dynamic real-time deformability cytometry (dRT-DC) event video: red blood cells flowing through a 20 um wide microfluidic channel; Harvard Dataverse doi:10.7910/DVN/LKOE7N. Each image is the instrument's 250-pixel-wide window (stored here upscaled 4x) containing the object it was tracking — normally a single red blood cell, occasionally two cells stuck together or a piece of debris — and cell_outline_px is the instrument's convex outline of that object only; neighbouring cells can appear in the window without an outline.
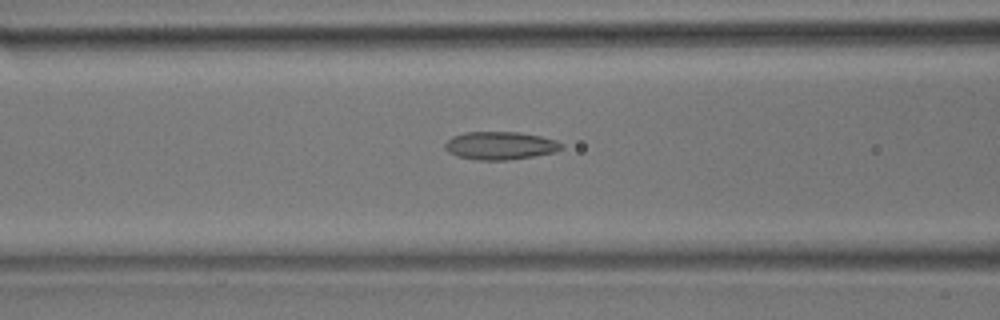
{"species": "common noctule bat (a hibernating species)", "species_latin": "Nyctalus noctula", "temperature_condition": "room temperature", "stored_images_in_passage": 17, "camera_frame_rate_fps": 3000, "um_per_image_px": 0.085, "animal": {"sex": "male", "body_mass_g": 17.9}, "frame": {"image": 1, "passage_image": 15, "time_ms": 4.667, "image_size_px": [1000, 320], "cell_outline_px": [[564, 148], [556, 152], [508, 160], [480, 160], [456, 156], [448, 152], [444, 148], [444, 144], [452, 136], [464, 132], [520, 132], [540, 136], [556, 140], [564, 144]], "centroid_in_image_um": [42.52, 12.37], "position_along_channel_um": 124.1, "area_um2": 19.13}}